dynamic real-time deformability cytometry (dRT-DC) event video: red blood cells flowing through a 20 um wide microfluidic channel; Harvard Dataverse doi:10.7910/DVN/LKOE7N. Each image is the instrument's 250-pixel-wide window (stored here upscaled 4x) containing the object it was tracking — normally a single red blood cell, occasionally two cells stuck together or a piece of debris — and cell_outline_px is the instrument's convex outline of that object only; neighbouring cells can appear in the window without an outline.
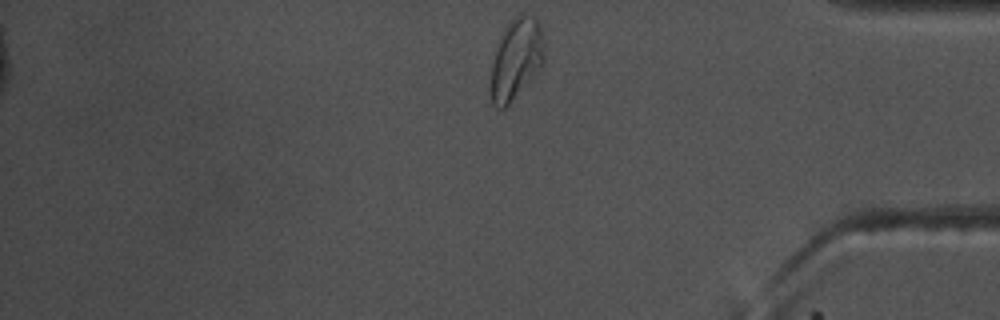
{"species": "common noctule bat (a hibernating species)", "species_latin": "Nyctalus noctula", "temperature_condition": "warm", "stored_images_in_passage": 36, "camera_frame_rate_fps": 3000, "um_per_image_px": 0.085, "animal": {"sex": "male", "body_mass_g": 17.5, "forearm_length_mm": 52.3}, "frame": {"image": 1, "passage_image": 36, "time_ms": 11.667, "image_size_px": [1000, 320], "cell_outline_px": [[544, 64], [532, 80], [504, 108], [496, 108], [492, 104], [492, 64], [500, 36], [504, 28], [520, 12], [532, 16], [540, 24], [544, 40]], "centroid_in_image_um": [43.92, 4.99], "position_along_channel_um": 391.3, "area_um2": 25.14}, "authors_computed_cell_mechanics": {"area_um2": 20.4901, "velocity_mm_per_s": 3.7009, "shape_relaxation_time_tau1_ms": null, "shape_relaxation_time_tau2_ms": 2.9951, "deformation_change_tau1": null, "deformation_change_tau2": 0.1038}}